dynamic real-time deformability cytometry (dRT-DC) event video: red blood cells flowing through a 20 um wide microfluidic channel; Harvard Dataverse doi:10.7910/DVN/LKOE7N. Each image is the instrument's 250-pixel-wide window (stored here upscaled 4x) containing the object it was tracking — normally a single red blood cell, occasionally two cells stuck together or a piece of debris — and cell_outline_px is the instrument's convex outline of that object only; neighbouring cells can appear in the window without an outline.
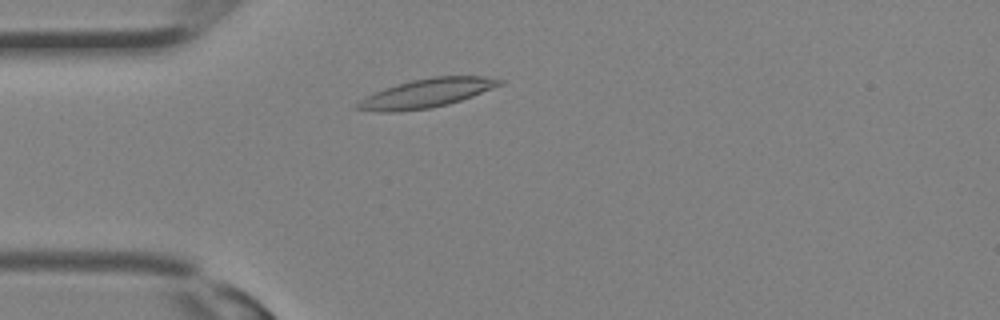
{"species": "Egyptian fruit bat (a non-hibernating species)", "species_latin": "Rousettus aegyptiacus", "temperature_condition": "room temperature", "stored_images_in_passage": 4, "camera_frame_rate_fps": 3000, "um_per_image_px": 0.085, "animal": {"sex": "female"}, "frame": {"image": 1, "passage_image": 1, "time_ms": 0.0, "image_size_px": [1000, 320], "cell_outline_px": [[504, 84], [472, 96], [448, 104], [432, 108], [392, 112], [376, 112], [352, 108], [360, 100], [384, 88], [412, 80], [432, 76], [484, 76], [504, 80]], "centroid_in_image_um": [36.27, 7.92], "position_along_channel_um": 48.7, "area_um2": 23.81}}
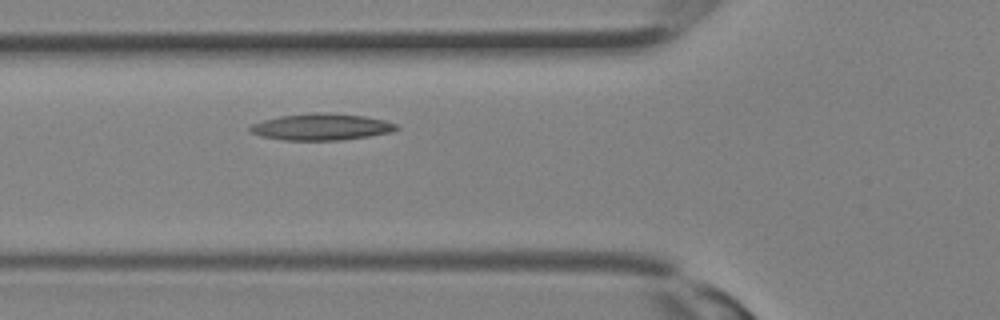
{"frame": {"image": 2, "passage_image": 4, "time_ms": 1.0, "image_size_px": [1000, 320], "cell_outline_px": [[400, 128], [392, 132], [368, 136], [340, 140], [284, 140], [260, 136], [252, 132], [248, 128], [252, 124], [264, 120], [280, 116], [316, 112], [364, 116], [384, 120], [396, 124]], "centroid_in_image_um": [27.32, 10.79], "position_along_channel_um": 98.5, "area_um2": 22.43}}